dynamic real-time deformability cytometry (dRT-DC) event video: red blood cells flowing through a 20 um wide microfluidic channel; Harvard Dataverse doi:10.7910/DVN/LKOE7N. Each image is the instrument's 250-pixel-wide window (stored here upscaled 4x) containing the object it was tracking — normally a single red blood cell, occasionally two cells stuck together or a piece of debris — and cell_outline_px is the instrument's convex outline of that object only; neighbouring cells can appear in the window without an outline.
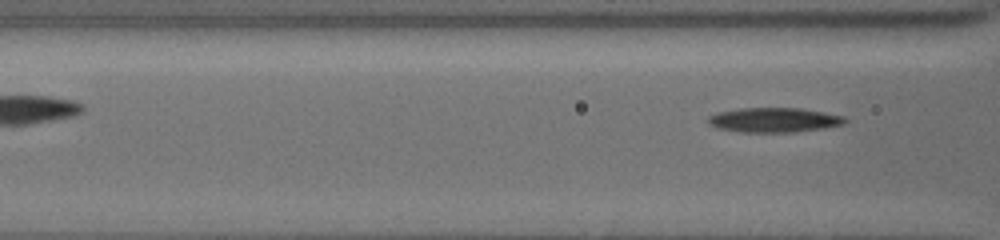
{"species": "common noctule bat (a hibernating species)", "species_latin": "Nyctalus noctula", "temperature_condition": "cold", "stored_images_in_passage": 5, "camera_frame_rate_fps": 3000, "um_per_image_px": 0.085, "animal": {"sex": "female", "body_mass_g": 19.5, "forearm_length_mm": 54.1}, "frame": {"image": 1, "passage_image": 5, "time_ms": 2.333, "image_size_px": [1000, 240], "cell_outline_px": [[848, 120], [844, 124], [824, 128], [792, 132], [744, 132], [720, 128], [708, 124], [708, 116], [716, 112], [740, 108], [800, 108], [844, 116]], "centroid_in_image_um": [65.79, 10.19], "position_along_channel_um": 100.8, "area_um2": 19.54}}